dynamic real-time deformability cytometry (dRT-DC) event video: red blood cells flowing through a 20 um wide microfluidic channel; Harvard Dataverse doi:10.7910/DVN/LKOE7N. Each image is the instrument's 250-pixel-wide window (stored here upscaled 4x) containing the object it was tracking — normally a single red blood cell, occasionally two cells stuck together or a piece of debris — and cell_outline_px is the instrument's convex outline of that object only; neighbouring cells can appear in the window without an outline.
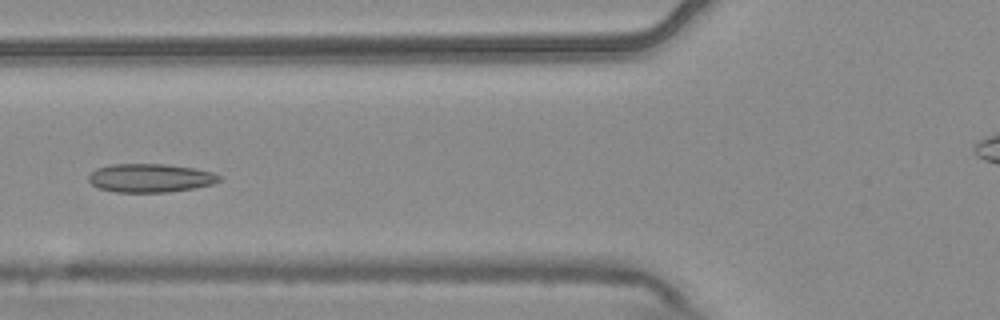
{"species": "common noctule bat (a hibernating species)", "species_latin": "Nyctalus noctula", "temperature_condition": "warm", "stored_images_in_passage": 6, "camera_frame_rate_fps": 3000, "um_per_image_px": 0.085, "animal": {"sex": "male", "body_mass_g": 20.4}, "frame": {"image": 1, "passage_image": 6, "time_ms": 1.667, "image_size_px": [1000, 320], "cell_outline_px": [[220, 180], [212, 184], [192, 188], [168, 192], [116, 192], [100, 188], [92, 184], [88, 180], [88, 176], [96, 168], [108, 164], [164, 164], [192, 168], [212, 172], [220, 176]], "centroid_in_image_um": [12.73, 15.12], "position_along_channel_um": 113.1, "area_um2": 21.56}}